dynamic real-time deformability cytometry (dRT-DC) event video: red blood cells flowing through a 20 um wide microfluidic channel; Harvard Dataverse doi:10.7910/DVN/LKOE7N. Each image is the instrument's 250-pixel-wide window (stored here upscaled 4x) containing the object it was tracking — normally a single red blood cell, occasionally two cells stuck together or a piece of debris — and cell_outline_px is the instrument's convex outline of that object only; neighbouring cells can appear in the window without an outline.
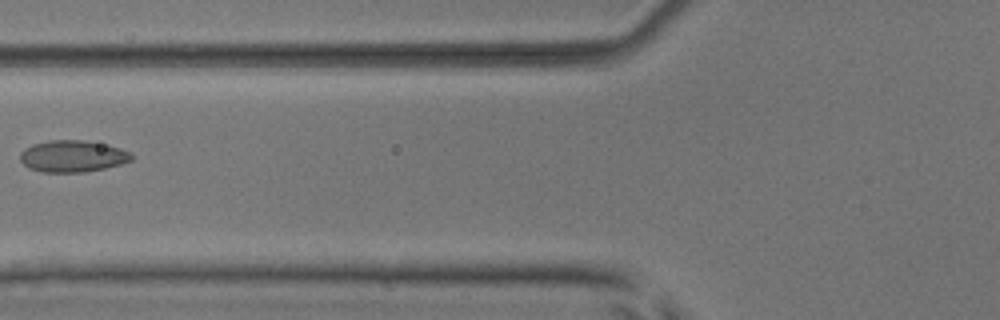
{"species": "common noctule bat (a hibernating species)", "species_latin": "Nyctalus noctula", "temperature_condition": "room temperature", "stored_images_in_passage": 7, "camera_frame_rate_fps": 3000, "um_per_image_px": 0.085, "animal": {"sex": "male", "body_mass_g": 17.9, "forearm_length_mm": 54.2}, "frame": {"image": 1, "passage_image": 6, "time_ms": 6.0, "image_size_px": [1000, 320], "cell_outline_px": [[132, 160], [120, 164], [104, 168], [84, 172], [40, 172], [28, 168], [20, 160], [20, 152], [24, 148], [32, 144], [48, 140], [84, 140], [120, 148], [132, 152]], "centroid_in_image_um": [6.13, 13.28], "position_along_channel_um": 119.7, "area_um2": 20.63}}
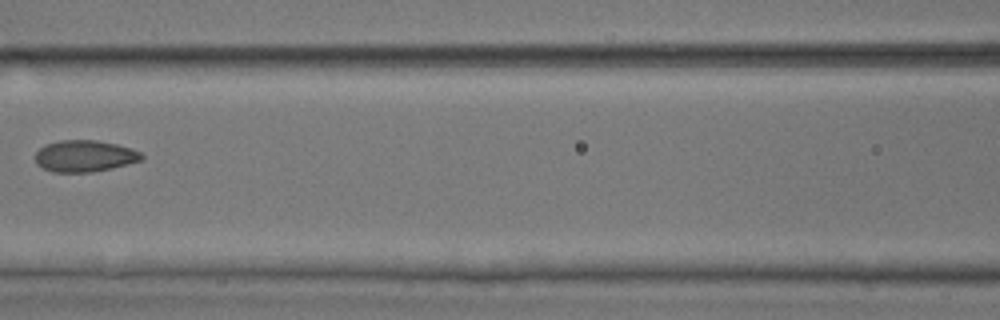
{"frame": {"image": 2, "passage_image": 7, "time_ms": 7.0, "image_size_px": [1000, 320], "cell_outline_px": [[144, 156], [140, 160], [112, 168], [92, 172], [52, 172], [36, 164], [36, 152], [44, 144], [60, 140], [96, 140], [116, 144], [132, 148], [140, 152]], "centroid_in_image_um": [7.17, 13.26], "position_along_channel_um": 159.4, "area_um2": 19.54}}